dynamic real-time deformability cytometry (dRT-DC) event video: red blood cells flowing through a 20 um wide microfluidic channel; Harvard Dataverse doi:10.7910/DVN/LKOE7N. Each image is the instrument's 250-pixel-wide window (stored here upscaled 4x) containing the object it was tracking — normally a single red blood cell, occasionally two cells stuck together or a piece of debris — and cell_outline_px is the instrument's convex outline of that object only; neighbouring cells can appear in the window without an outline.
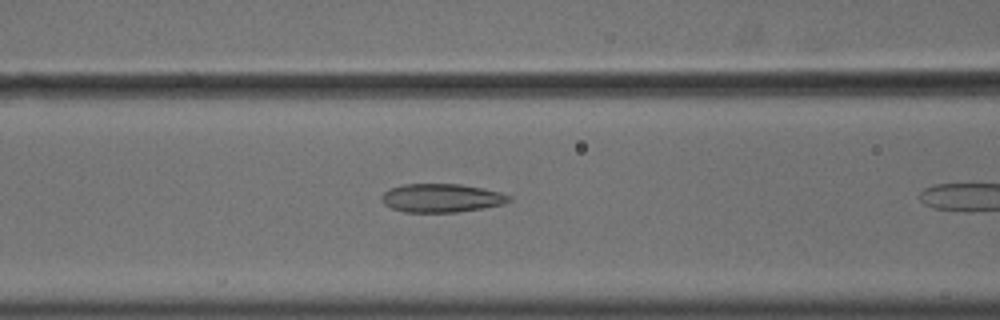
{"species": "common noctule bat (a hibernating species)", "species_latin": "Nyctalus noctula", "temperature_condition": "cold", "stored_images_in_passage": 11, "camera_frame_rate_fps": 3000, "um_per_image_px": 0.085, "animal": {"sex": "male", "body_mass_g": 18.8}, "frame": {"image": 1, "passage_image": 10, "time_ms": 3.0, "image_size_px": [1000, 320], "cell_outline_px": [[512, 200], [504, 204], [484, 208], [456, 212], [404, 212], [392, 208], [384, 204], [380, 200], [380, 196], [384, 192], [392, 188], [404, 184], [460, 184], [500, 192], [512, 196]], "centroid_in_image_um": [37.53, 16.83], "position_along_channel_um": 129.1, "area_um2": 21.21}}